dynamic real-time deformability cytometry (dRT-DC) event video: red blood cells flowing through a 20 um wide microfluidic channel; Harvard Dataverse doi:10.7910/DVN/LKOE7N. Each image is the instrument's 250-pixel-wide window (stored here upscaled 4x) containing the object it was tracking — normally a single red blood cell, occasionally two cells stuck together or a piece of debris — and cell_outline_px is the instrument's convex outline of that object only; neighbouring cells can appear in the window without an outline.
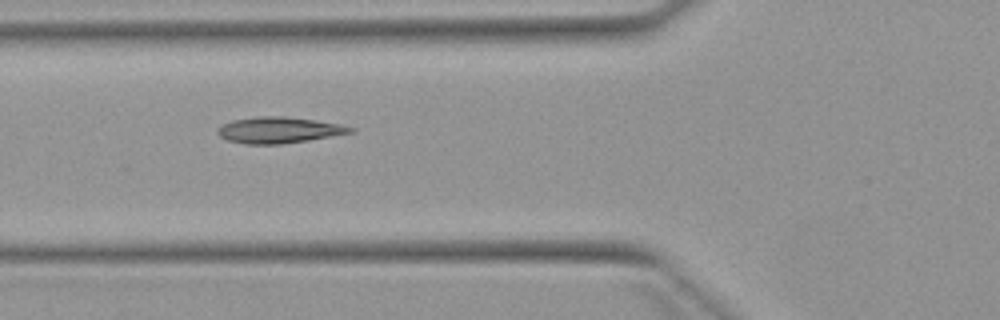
{"species": "Egyptian fruit bat (a non-hibernating species)", "species_latin": "Rousettus aegyptiacus", "temperature_condition": "warm", "stored_images_in_passage": 4, "camera_frame_rate_fps": 3000, "um_per_image_px": 0.085, "animal": {"sex": "female"}, "frame": {"image": 1, "passage_image": 2, "time_ms": 1.0, "image_size_px": [1000, 320], "cell_outline_px": [[356, 132], [308, 140], [280, 144], [244, 144], [228, 140], [220, 136], [216, 132], [216, 128], [220, 124], [232, 120], [260, 116], [284, 116], [316, 120], [340, 124], [356, 128]], "centroid_in_image_um": [23.7, 11.05], "position_along_channel_um": 102.1, "area_um2": 20.4}}
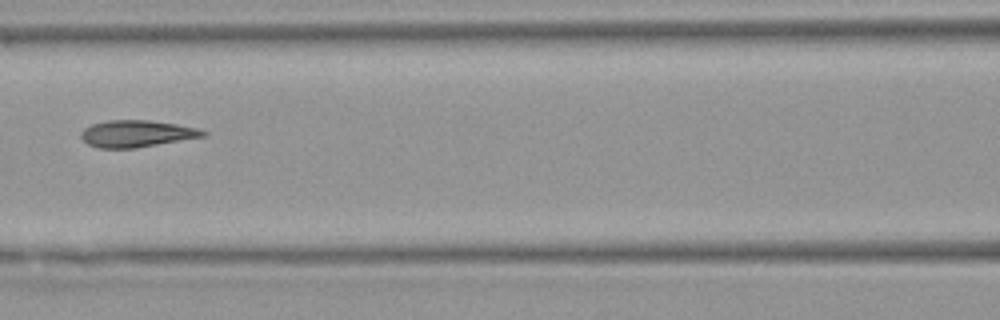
{"frame": {"image": 2, "passage_image": 3, "time_ms": 2.333, "image_size_px": [1000, 320], "cell_outline_px": [[208, 132], [204, 136], [136, 148], [96, 148], [88, 144], [80, 136], [80, 132], [84, 128], [92, 124], [108, 120], [148, 120], [176, 124], [200, 128]], "centroid_in_image_um": [11.6, 11.36], "position_along_channel_um": 155.0, "area_um2": 19.07}}
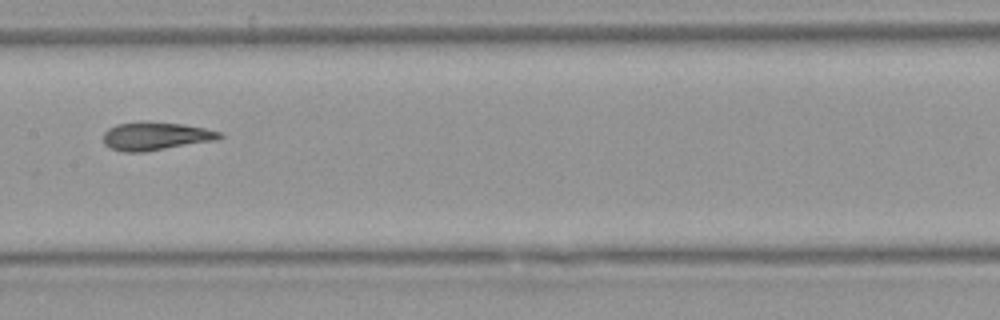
{"frame": {"image": 3, "passage_image": 4, "time_ms": 3.333, "image_size_px": [1000, 320], "cell_outline_px": [[224, 136], [216, 140], [144, 152], [124, 152], [112, 148], [104, 144], [104, 132], [108, 128], [116, 124], [140, 120], [148, 120], [184, 124], [204, 128], [220, 132]], "centroid_in_image_um": [13.21, 11.54], "position_along_channel_um": 194.2, "area_um2": 19.36}}